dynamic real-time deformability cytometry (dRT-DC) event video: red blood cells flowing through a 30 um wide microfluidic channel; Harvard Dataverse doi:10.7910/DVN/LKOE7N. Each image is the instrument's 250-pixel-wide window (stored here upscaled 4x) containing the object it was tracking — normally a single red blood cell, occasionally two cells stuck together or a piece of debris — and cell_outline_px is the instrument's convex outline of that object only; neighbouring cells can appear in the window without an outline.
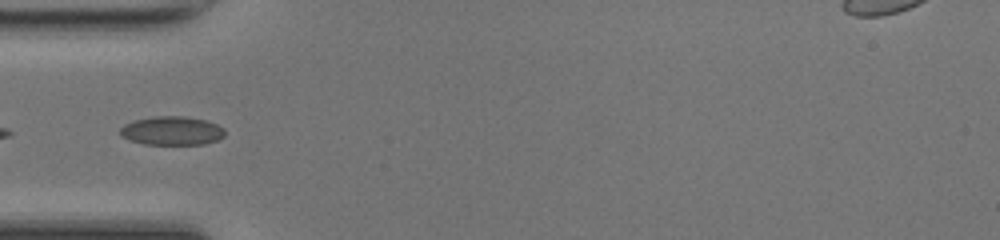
{"species": "common noctule bat (a hibernating species)", "species_latin": "Nyctalus noctula", "temperature_condition": "room temperature", "stored_images_in_passage": 8, "camera_frame_rate_fps": 3000, "um_per_image_px": 0.085, "animal": {"sex": "female", "body_mass_g": 17.0, "forearm_length_mm": 48.0}, "frame": {"image": 1, "passage_image": 5, "time_ms": 1.333, "image_size_px": [1000, 240], "cell_outline_px": [[224, 136], [220, 140], [204, 144], [144, 144], [128, 140], [120, 136], [120, 128], [124, 124], [132, 120], [156, 116], [184, 116], [204, 120], [216, 124], [224, 128]], "centroid_in_image_um": [14.59, 11.12], "position_along_channel_um": 70.4, "area_um2": 17.69}}